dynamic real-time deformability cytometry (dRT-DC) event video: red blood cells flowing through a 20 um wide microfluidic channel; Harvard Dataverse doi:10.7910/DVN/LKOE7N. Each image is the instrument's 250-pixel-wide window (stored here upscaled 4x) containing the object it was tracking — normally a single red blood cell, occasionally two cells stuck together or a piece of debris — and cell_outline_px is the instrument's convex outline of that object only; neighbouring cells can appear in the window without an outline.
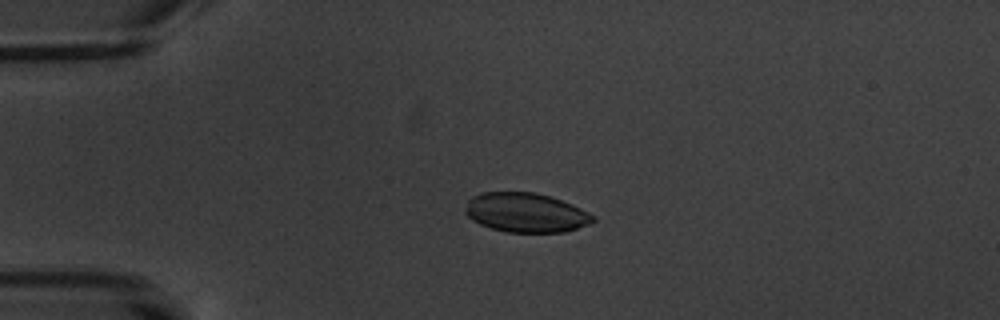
{"species": "common noctule bat (a hibernating species)", "species_latin": "Nyctalus noctula", "temperature_condition": "warm", "stored_images_in_passage": 5, "camera_frame_rate_fps": 3000, "um_per_image_px": 0.085, "animal": {"sex": "male", "body_mass_g": 20.1, "forearm_length_mm": 53.5}, "frame": {"image": 1, "passage_image": 4, "time_ms": 3.333, "image_size_px": [1000, 320], "cell_outline_px": [[596, 220], [588, 224], [564, 232], [504, 232], [480, 224], [472, 220], [464, 212], [464, 208], [468, 200], [472, 196], [480, 192], [536, 192], [552, 196], [572, 204], [596, 216]], "centroid_in_image_um": [44.68, 18.06], "position_along_channel_um": 40.3, "area_um2": 29.54}}